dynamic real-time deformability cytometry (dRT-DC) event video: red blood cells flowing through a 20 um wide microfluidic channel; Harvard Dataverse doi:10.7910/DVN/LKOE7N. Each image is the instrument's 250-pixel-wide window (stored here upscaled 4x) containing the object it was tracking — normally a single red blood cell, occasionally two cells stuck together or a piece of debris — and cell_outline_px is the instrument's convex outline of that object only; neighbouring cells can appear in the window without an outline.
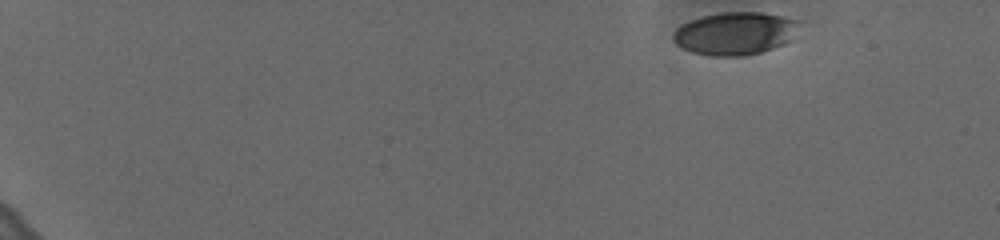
{"species": "human", "species_latin": "Homo sapiens", "temperature_condition": "cold", "stored_images_in_passage": 11, "camera_frame_rate_fps": 3000, "um_per_image_px": 0.085, "donor": {"sex": "female"}, "frame": {"image": 1, "passage_image": 1, "time_ms": 0.0, "image_size_px": [1000, 240], "cell_outline_px": [[800, 20], [788, 40], [784, 44], [760, 52], [744, 56], [712, 56], [692, 52], [676, 44], [672, 40], [672, 32], [680, 24], [688, 20], [720, 12], [764, 12]], "centroid_in_image_um": [62.4, 2.83], "position_along_channel_um": 22.6, "area_um2": 31.33}}